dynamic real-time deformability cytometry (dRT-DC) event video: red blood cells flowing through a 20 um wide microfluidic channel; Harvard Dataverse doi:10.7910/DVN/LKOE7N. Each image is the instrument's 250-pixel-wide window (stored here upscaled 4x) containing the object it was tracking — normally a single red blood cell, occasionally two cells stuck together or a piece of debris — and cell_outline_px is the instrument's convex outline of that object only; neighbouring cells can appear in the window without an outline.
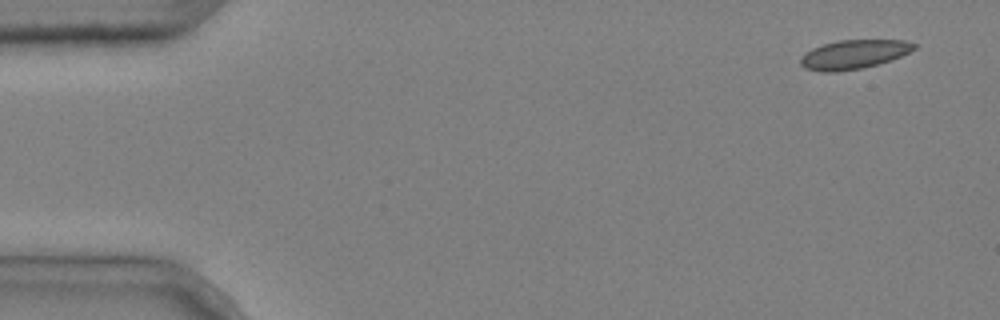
{"species": "common noctule bat (a hibernating species)", "species_latin": "Nyctalus noctula", "temperature_condition": "cold", "stored_images_in_passage": 5, "camera_frame_rate_fps": 3000, "um_per_image_px": 0.085, "animal": {"sex": "male", "body_mass_g": 20.4}, "frame": {"image": 1, "passage_image": 1, "time_ms": 0.0, "image_size_px": [1000, 320], "cell_outline_px": [[916, 48], [900, 56], [876, 64], [860, 68], [836, 72], [820, 72], [804, 68], [800, 64], [800, 60], [812, 48], [824, 44], [840, 40], [904, 40], [916, 44]], "centroid_in_image_um": [72.55, 4.62], "position_along_channel_um": 12.4, "area_um2": 18.84}}
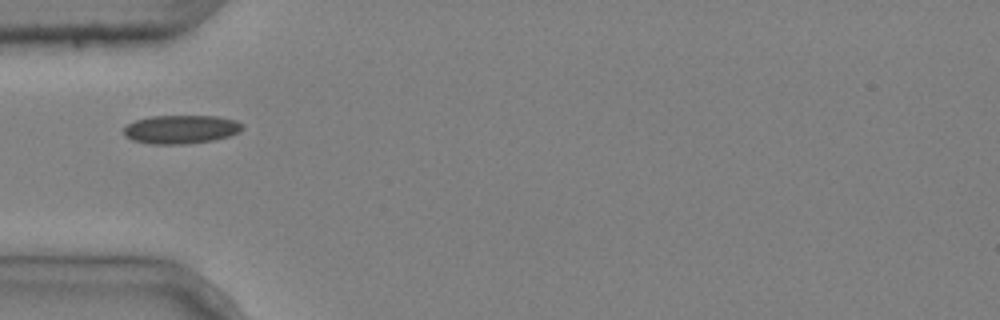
{"frame": {"image": 2, "passage_image": 5, "time_ms": 1.333, "image_size_px": [1000, 320], "cell_outline_px": [[244, 128], [240, 132], [228, 136], [212, 140], [188, 144], [148, 144], [132, 140], [124, 136], [124, 128], [128, 124], [136, 120], [152, 116], [216, 116], [236, 120], [244, 124]], "centroid_in_image_um": [15.4, 11.0], "position_along_channel_um": 69.6, "area_um2": 19.88}}